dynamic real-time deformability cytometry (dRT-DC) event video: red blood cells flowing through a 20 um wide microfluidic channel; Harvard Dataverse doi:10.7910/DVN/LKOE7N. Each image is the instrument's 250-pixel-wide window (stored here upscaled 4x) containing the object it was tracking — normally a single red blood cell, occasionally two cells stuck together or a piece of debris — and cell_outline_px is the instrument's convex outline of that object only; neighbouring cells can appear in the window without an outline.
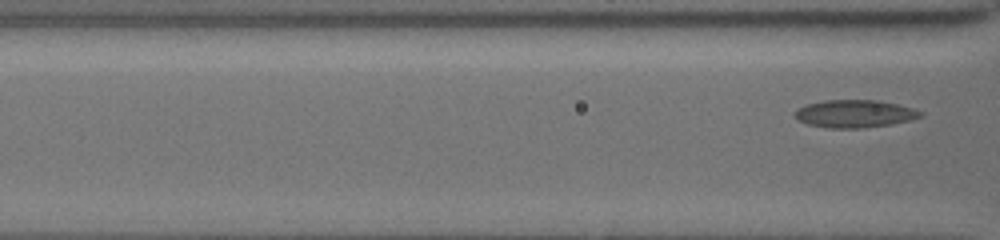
{"species": "common noctule bat (a hibernating species)", "species_latin": "Nyctalus noctula", "temperature_condition": "cold", "stored_images_in_passage": 5, "segment_of_instrument_passage": [2, 2], "camera_frame_rate_fps": 3000, "um_per_image_px": 0.085, "animal": {"sex": "female", "body_mass_g": 19.5, "forearm_length_mm": 54.1}, "frame": {"image": 1, "passage_image": 5, "time_ms": 4.0, "image_size_px": [1000, 240], "cell_outline_px": [[920, 116], [908, 120], [892, 124], [860, 128], [828, 128], [808, 124], [800, 120], [796, 116], [796, 112], [800, 108], [808, 104], [824, 100], [880, 100], [912, 108], [920, 112]], "centroid_in_image_um": [72.64, 9.66], "position_along_channel_um": 94.0, "area_um2": 19.77}}